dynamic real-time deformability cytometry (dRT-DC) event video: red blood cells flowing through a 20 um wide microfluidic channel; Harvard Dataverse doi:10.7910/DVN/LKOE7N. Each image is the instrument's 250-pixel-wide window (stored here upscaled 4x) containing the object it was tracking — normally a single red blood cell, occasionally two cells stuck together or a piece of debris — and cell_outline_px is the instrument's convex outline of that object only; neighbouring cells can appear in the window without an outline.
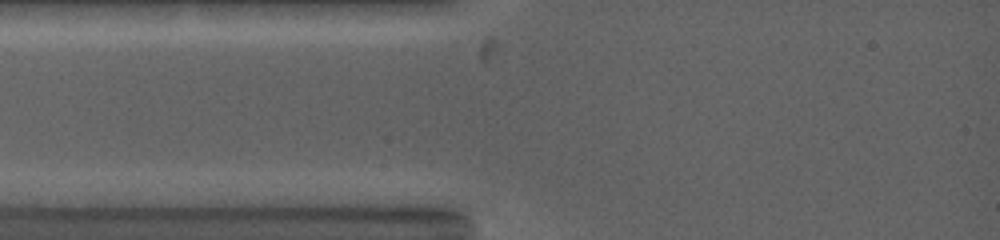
{"species": "common noctule bat (a hibernating species)", "species_latin": "Nyctalus noctula", "temperature_condition": "warm", "stored_images_in_passage": 3, "camera_frame_rate_fps": 5000, "um_per_image_px": 0.085, "animal": {"sex": "female", "body_mass_g": 19.0, "forearm_length_mm": 53.3}, "frame": {"image": 1, "passage_image": 2, "time_ms": 0.4, "image_size_px": [1000, 240], "cell_outline_px": [[436, 160], [432, 168], [340, 168], [292, 164], [288, 160], [300, 156], [344, 156]], "centroid_in_image_um": [30.74, 13.79], "position_along_channel_um": 54.3, "area_um2": 10.35}}